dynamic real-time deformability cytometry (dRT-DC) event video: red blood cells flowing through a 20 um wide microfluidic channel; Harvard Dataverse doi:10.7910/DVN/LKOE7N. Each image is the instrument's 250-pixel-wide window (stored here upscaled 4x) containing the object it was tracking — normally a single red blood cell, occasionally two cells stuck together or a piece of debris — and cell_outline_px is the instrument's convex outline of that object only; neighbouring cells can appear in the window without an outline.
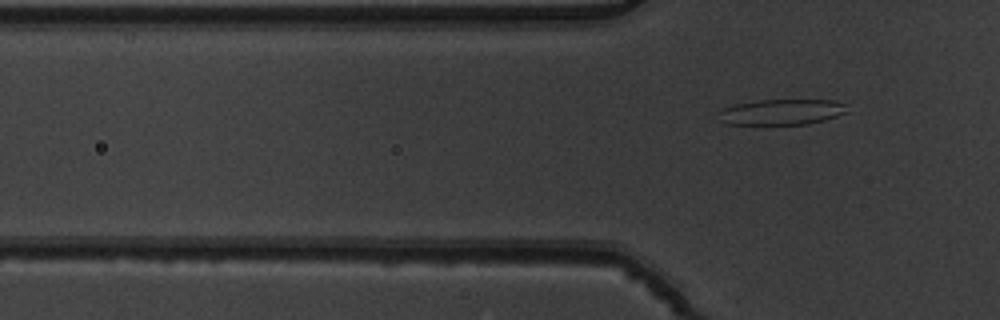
{"species": "common noctule bat (a hibernating species)", "species_latin": "Nyctalus noctula", "temperature_condition": "warm", "stored_images_in_passage": 8, "camera_frame_rate_fps": 3000, "um_per_image_px": 0.085, "animal": {"sex": "male", "body_mass_g": 19.5, "forearm_length_mm": 54.6}, "frame": {"image": 1, "passage_image": 8, "time_ms": 2.333, "image_size_px": [1000, 320], "cell_outline_px": [[852, 112], [824, 120], [808, 124], [728, 124], [720, 120], [716, 112], [724, 108], [736, 104], [760, 100], [832, 100], [844, 104]], "centroid_in_image_um": [66.48, 9.52], "position_along_channel_um": 59.3, "area_um2": 19.31}}